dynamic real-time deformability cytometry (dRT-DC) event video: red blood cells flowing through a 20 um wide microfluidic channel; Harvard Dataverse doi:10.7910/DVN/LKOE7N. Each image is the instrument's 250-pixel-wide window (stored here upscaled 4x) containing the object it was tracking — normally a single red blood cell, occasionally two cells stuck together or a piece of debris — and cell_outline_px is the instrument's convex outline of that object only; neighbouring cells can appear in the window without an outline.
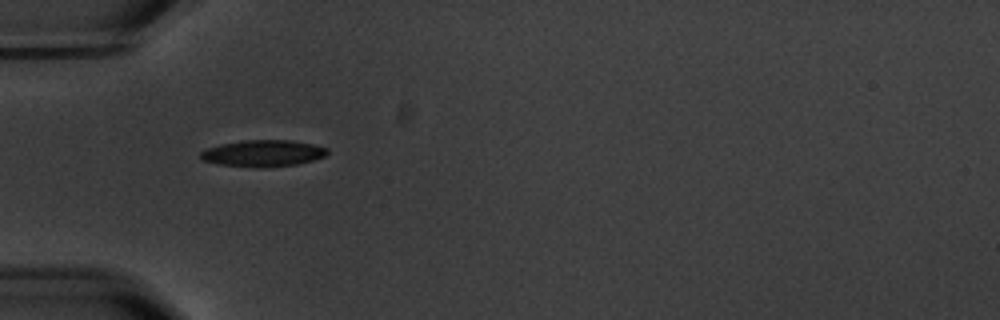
{"species": "common noctule bat (a hibernating species)", "species_latin": "Nyctalus noctula", "temperature_condition": "warm", "stored_images_in_passage": 3, "camera_frame_rate_fps": 3000, "um_per_image_px": 0.085, "animal": {"sex": "male", "body_mass_g": 20.1, "forearm_length_mm": 53.5}, "frame": {"image": 1, "passage_image": 2, "time_ms": 1.333, "image_size_px": [1000, 320], "cell_outline_px": [[328, 152], [324, 156], [312, 160], [296, 164], [264, 168], [260, 168], [216, 164], [200, 160], [200, 152], [208, 148], [220, 144], [240, 140], [292, 140], [312, 144], [328, 148]], "centroid_in_image_um": [22.31, 13.03], "position_along_channel_um": 62.7, "area_um2": 19.77}}